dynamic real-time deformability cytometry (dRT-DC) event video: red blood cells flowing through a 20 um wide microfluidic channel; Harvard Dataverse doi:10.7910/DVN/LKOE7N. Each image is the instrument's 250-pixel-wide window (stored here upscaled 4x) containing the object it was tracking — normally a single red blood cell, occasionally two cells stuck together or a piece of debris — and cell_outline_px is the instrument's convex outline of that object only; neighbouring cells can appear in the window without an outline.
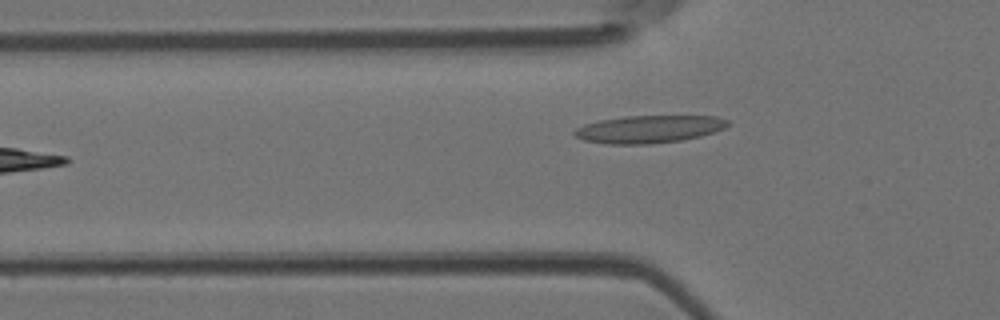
{"species": "Egyptian fruit bat (a non-hibernating species)", "species_latin": "Rousettus aegyptiacus", "temperature_condition": "room temperature", "stored_images_in_passage": 4, "camera_frame_rate_fps": 3000, "um_per_image_px": 0.085, "animal": {"sex": "female"}, "frame": {"image": 1, "passage_image": 3, "time_ms": 0.667, "image_size_px": [1000, 320], "cell_outline_px": [[728, 124], [724, 128], [716, 132], [700, 136], [680, 140], [652, 144], [608, 144], [584, 140], [576, 136], [572, 132], [576, 128], [584, 124], [600, 120], [624, 116], [716, 116], [728, 120]], "centroid_in_image_um": [55.16, 10.97], "position_along_channel_um": 70.6, "area_um2": 24.62}}
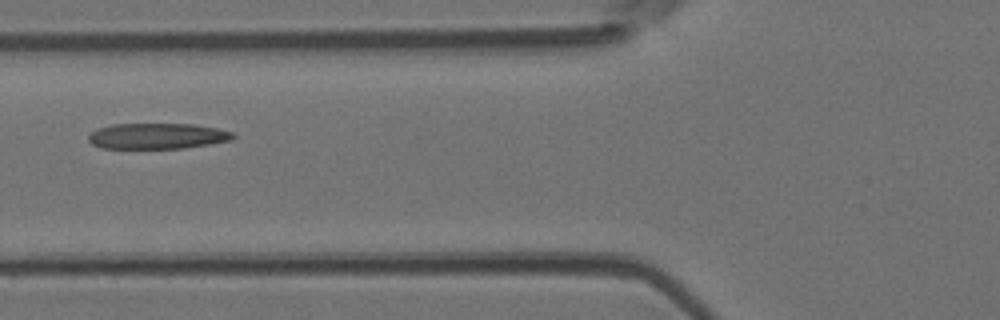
{"frame": {"image": 2, "passage_image": 4, "time_ms": 1.0, "image_size_px": [1000, 320], "cell_outline_px": [[236, 136], [232, 140], [184, 148], [100, 148], [92, 144], [88, 140], [88, 136], [96, 128], [112, 124], [192, 124], [216, 128], [232, 132]], "centroid_in_image_um": [13.34, 11.56], "position_along_channel_um": 112.5, "area_um2": 21.68}}